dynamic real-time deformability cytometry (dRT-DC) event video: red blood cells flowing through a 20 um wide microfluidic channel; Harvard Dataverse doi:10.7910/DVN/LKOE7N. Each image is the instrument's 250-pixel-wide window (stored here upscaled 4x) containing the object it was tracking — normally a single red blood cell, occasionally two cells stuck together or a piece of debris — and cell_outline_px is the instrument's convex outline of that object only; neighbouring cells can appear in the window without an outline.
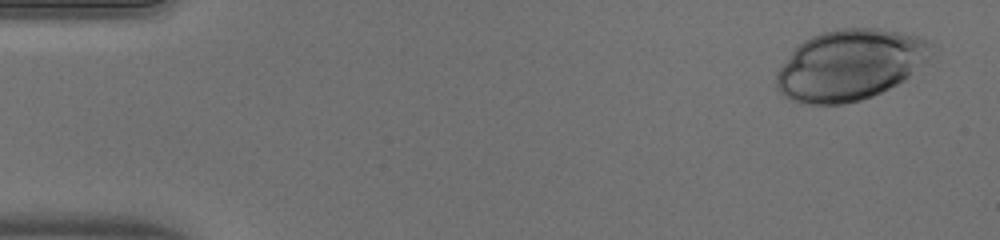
{"species": "human", "species_latin": "Homo sapiens", "temperature_condition": "warm", "stored_images_in_passage": 41, "camera_frame_rate_fps": 3000, "um_per_image_px": 0.085, "donor": {"sex": "male"}, "frame": {"image": 1, "passage_image": 2, "time_ms": 0.333, "image_size_px": [1000, 240], "cell_outline_px": [[932, 44], [928, 60], [904, 80], [872, 96], [860, 100], [844, 104], [800, 104], [788, 100], [776, 88], [776, 72], [792, 48], [804, 40], [820, 32], [840, 28], [880, 28], [900, 32], [916, 36], [928, 40]], "centroid_in_image_um": [72.19, 5.52], "position_along_channel_um": 12.8, "area_um2": 64.22}}
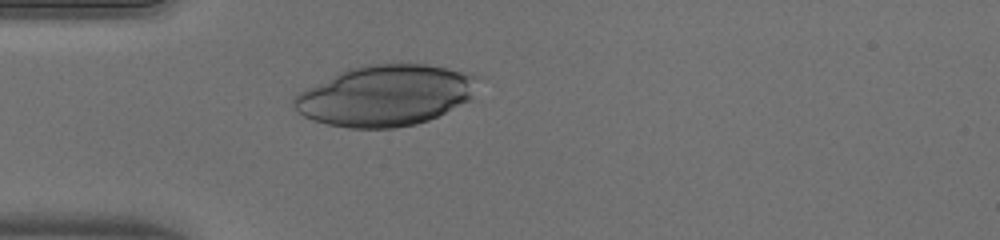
{"frame": {"image": 2, "passage_image": 14, "time_ms": 4.333, "image_size_px": [1000, 240], "cell_outline_px": [[484, 76], [472, 100], [428, 120], [416, 124], [396, 128], [348, 128], [328, 124], [312, 120], [296, 112], [292, 104], [292, 96], [304, 88], [348, 68], [364, 64], [428, 64], [472, 72]], "centroid_in_image_um": [32.83, 8.1], "position_along_channel_um": 52.2, "area_um2": 66.59}}
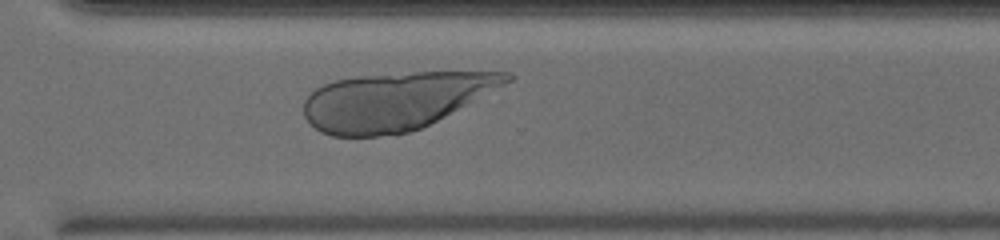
{"frame": {"image": 3, "passage_image": 36, "time_ms": 11.667, "image_size_px": [1000, 240], "cell_outline_px": [[516, 76], [512, 80], [444, 116], [420, 128], [396, 136], [332, 136], [320, 132], [304, 116], [304, 100], [316, 88], [324, 84], [336, 80], [356, 76], [416, 72], [508, 72]], "centroid_in_image_um": [33.54, 8.58], "position_along_channel_um": 337.1, "area_um2": 67.57}}